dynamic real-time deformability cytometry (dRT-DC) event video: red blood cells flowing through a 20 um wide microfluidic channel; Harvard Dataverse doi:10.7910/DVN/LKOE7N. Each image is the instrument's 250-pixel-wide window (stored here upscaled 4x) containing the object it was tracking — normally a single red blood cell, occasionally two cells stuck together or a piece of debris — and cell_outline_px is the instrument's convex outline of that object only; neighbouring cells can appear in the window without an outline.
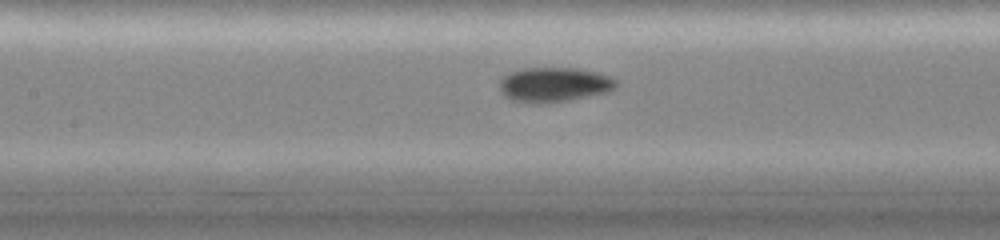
{"species": "common noctule bat (a hibernating species)", "species_latin": "Nyctalus noctula", "temperature_condition": "cold", "stored_images_in_passage": 45, "camera_frame_rate_fps": 3000, "um_per_image_px": 0.085, "animal": {"sex": "female", "body_mass_g": 19.0, "forearm_length_mm": 51.5}, "frame": {"image": 1, "passage_image": 20, "time_ms": 6.333, "image_size_px": [1000, 240], "cell_outline_px": [[620, 84], [616, 88], [608, 92], [568, 100], [544, 104], [532, 104], [508, 100], [504, 96], [500, 88], [500, 80], [508, 72], [524, 68], [576, 68], [596, 72], [608, 76], [616, 80]], "centroid_in_image_um": [47.08, 7.21], "position_along_channel_um": 160.3, "area_um2": 23.87}}
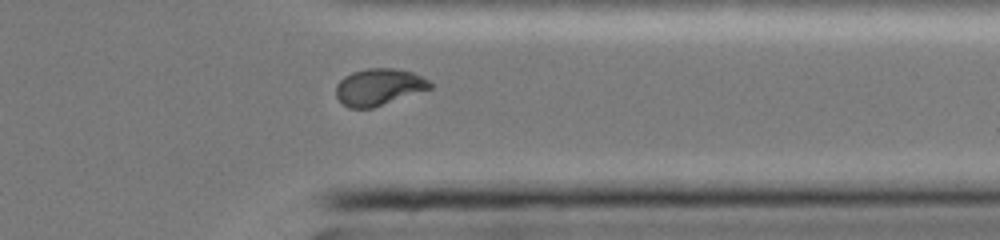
{"frame": {"image": 2, "passage_image": 36, "time_ms": 11.667, "image_size_px": [1000, 240], "cell_outline_px": [[432, 88], [372, 108], [348, 108], [336, 96], [336, 84], [344, 76], [352, 72], [368, 68], [396, 68], [412, 72], [428, 80], [432, 84]], "centroid_in_image_um": [32.19, 7.39], "position_along_channel_um": 379.2, "area_um2": 20.06}}
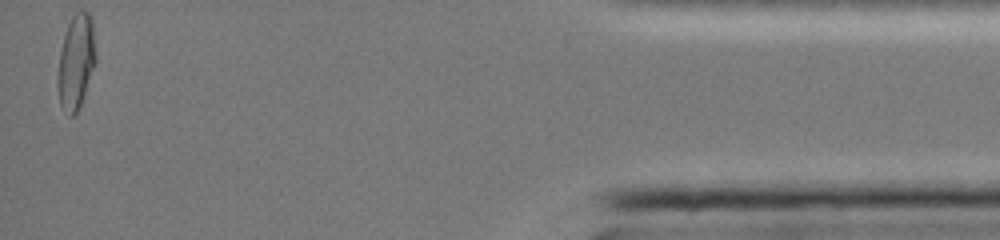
{"frame": {"image": 3, "passage_image": 45, "time_ms": 14.667, "image_size_px": [1000, 240], "cell_outline_px": [[96, 64], [84, 96], [76, 112], [72, 116], [68, 116], [60, 104], [56, 84], [56, 76], [60, 52], [64, 36], [68, 24], [72, 16], [76, 12], [88, 12], [92, 16], [96, 56]], "centroid_in_image_um": [6.46, 5.27], "position_along_channel_um": 428.7, "area_um2": 21.21}}